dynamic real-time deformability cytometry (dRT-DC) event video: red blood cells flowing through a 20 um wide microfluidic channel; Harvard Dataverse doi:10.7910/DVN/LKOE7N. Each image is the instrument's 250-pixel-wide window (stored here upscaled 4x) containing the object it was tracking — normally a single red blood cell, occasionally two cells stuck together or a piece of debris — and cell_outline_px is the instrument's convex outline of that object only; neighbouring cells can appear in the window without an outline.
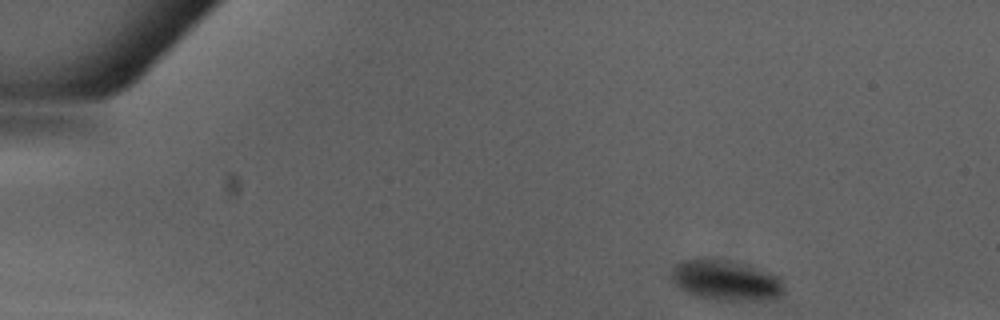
{"species": "Egyptian fruit bat (a non-hibernating species)", "species_latin": "Rousettus aegyptiacus", "temperature_condition": "warm", "stored_images_in_passage": 41, "camera_frame_rate_fps": 3000, "um_per_image_px": 0.085, "animal": {"sex": "male"}, "frame": {"image": 1, "passage_image": 1, "time_ms": 0.0, "image_size_px": [1000, 320], "cell_outline_px": [[784, 296], [780, 300], [708, 300], [684, 292], [668, 276], [672, 268], [676, 264], [684, 260], [728, 260], [752, 264], [780, 276], [784, 288]], "centroid_in_image_um": [61.77, 23.85], "position_along_channel_um": 23.2, "area_um2": 27.28}}
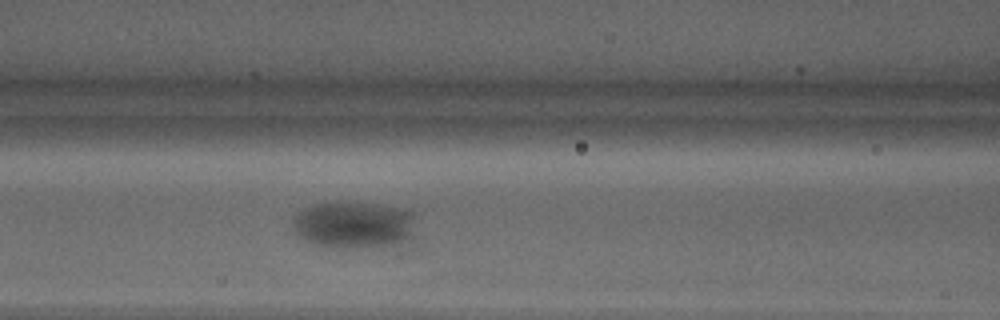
{"frame": {"image": 2, "passage_image": 16, "time_ms": 5.0, "image_size_px": [1000, 320], "cell_outline_px": [[412, 216], [408, 236], [392, 244], [316, 244], [308, 240], [296, 232], [296, 216], [304, 208], [316, 204], [368, 204], [392, 208], [408, 212]], "centroid_in_image_um": [29.99, 19.06], "position_along_channel_um": 136.6, "area_um2": 29.77}}
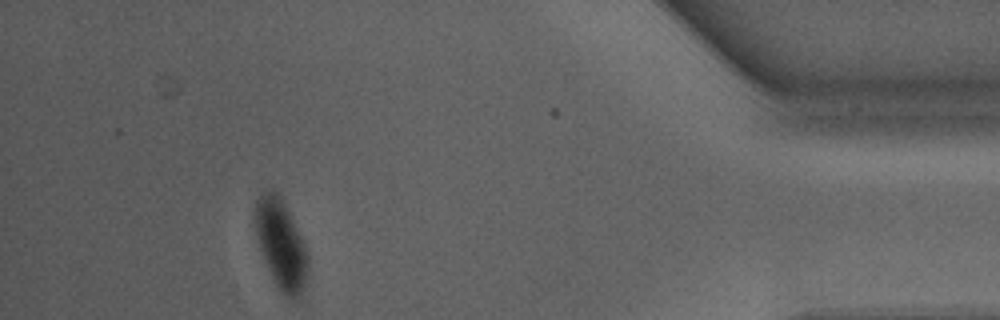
{"frame": {"image": 3, "passage_image": 39, "time_ms": 12.667, "image_size_px": [1000, 320], "cell_outline_px": [[308, 272], [300, 300], [288, 300], [280, 292], [268, 268], [260, 248], [256, 232], [256, 200], [264, 192], [272, 188], [280, 196], [308, 252]], "centroid_in_image_um": [23.92, 20.85], "position_along_channel_um": 411.3, "area_um2": 27.05}}